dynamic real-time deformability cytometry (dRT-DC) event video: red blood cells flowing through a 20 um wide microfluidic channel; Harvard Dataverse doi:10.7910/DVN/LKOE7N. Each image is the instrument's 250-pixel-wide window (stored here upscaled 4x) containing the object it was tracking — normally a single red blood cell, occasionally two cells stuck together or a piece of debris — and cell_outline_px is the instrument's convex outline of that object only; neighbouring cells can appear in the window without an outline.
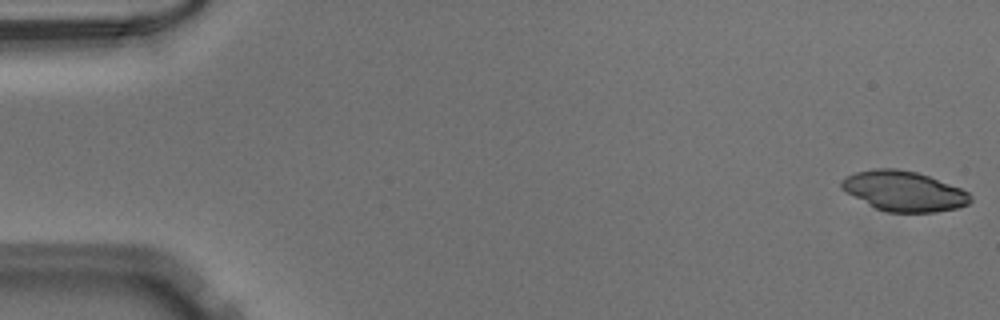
{"species": "Egyptian fruit bat (a non-hibernating species)", "species_latin": "Rousettus aegyptiacus", "temperature_condition": "warm", "stored_images_in_passage": 14, "camera_frame_rate_fps": 3000, "um_per_image_px": 0.085, "animal": {"sex": "male"}, "frame": {"image": 1, "passage_image": 1, "time_ms": 0.0, "image_size_px": [1000, 320], "cell_outline_px": [[972, 200], [968, 204], [956, 208], [936, 212], [888, 212], [876, 208], [840, 188], [840, 180], [856, 172], [876, 168], [896, 168], [916, 172], [928, 176], [960, 188], [968, 192], [972, 196]], "centroid_in_image_um": [76.84, 16.24], "position_along_channel_um": 8.2, "area_um2": 29.77}}